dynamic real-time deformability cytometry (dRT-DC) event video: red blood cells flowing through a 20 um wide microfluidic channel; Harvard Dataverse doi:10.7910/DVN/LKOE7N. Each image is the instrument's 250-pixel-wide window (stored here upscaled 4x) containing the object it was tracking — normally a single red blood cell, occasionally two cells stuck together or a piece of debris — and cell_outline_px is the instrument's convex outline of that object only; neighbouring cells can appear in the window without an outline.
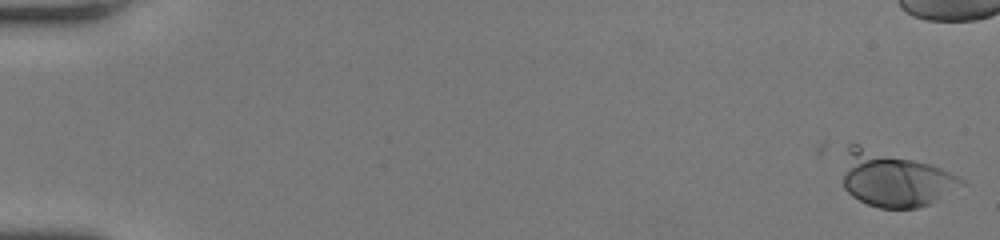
{"species": "human", "species_latin": "Homo sapiens", "temperature_condition": "room temperature", "stored_images_in_passage": 12, "camera_frame_rate_fps": 3000, "um_per_image_px": 0.085, "donor": {"sex": "female"}, "frame": {"image": 1, "passage_image": 1, "time_ms": 0.0, "image_size_px": [1000, 240], "cell_outline_px": [[968, 184], [928, 204], [916, 208], [880, 208], [868, 204], [852, 196], [844, 188], [844, 176], [848, 144], [860, 144], [928, 164], [940, 168], [960, 176], [968, 180]], "centroid_in_image_um": [76.1, 15.23], "position_along_channel_um": 8.9, "area_um2": 37.8}}